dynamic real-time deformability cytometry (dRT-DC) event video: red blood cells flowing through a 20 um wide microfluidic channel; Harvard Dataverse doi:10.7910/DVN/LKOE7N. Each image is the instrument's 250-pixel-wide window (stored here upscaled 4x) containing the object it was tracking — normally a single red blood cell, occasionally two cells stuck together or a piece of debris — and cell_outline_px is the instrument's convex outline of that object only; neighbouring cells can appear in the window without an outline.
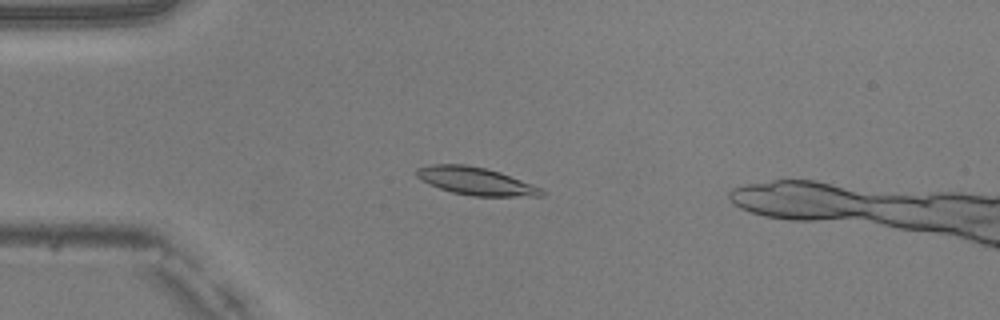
{"species": "common noctule bat (a hibernating species)", "species_latin": "Nyctalus noctula", "temperature_condition": "warm", "stored_images_in_passage": 52, "camera_frame_rate_fps": 3000, "um_per_image_px": 0.085, "animal": {"sex": "male", "body_mass_g": 20.5, "forearm_length_mm": 52.5}, "frame": {"image": 1, "passage_image": 14, "time_ms": 4.333, "image_size_px": [1000, 320], "cell_outline_px": [[544, 196], [472, 196], [452, 192], [428, 184], [420, 180], [416, 176], [416, 168], [432, 164], [464, 164], [484, 168], [500, 172], [532, 184], [540, 188], [544, 192]], "centroid_in_image_um": [40.4, 15.39], "position_along_channel_um": 44.6, "area_um2": 20.11}}
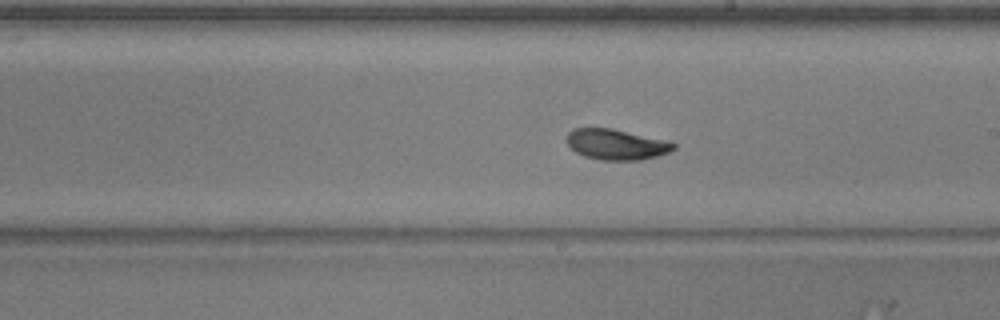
{"frame": {"image": 2, "passage_image": 30, "time_ms": 9.667, "image_size_px": [1000, 320], "cell_outline_px": [[676, 148], [668, 152], [656, 156], [640, 160], [600, 160], [584, 156], [576, 152], [568, 144], [568, 132], [576, 128], [612, 128], [672, 140], [676, 144]], "centroid_in_image_um": [52.46, 12.26], "position_along_channel_um": 236.5, "area_um2": 19.25}}
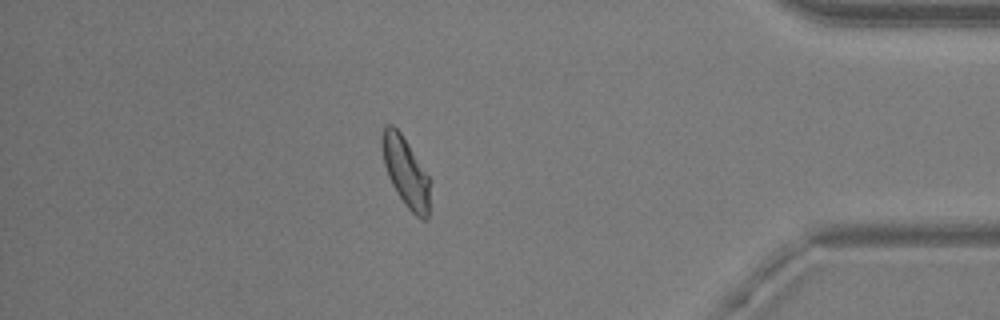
{"frame": {"image": 3, "passage_image": 45, "time_ms": 14.667, "image_size_px": [1000, 320], "cell_outline_px": [[432, 180], [428, 220], [424, 220], [416, 216], [404, 204], [392, 184], [388, 176], [384, 164], [380, 144], [380, 136], [384, 124], [392, 124], [400, 132]], "centroid_in_image_um": [34.5, 14.62], "position_along_channel_um": 400.7, "area_um2": 19.94}}